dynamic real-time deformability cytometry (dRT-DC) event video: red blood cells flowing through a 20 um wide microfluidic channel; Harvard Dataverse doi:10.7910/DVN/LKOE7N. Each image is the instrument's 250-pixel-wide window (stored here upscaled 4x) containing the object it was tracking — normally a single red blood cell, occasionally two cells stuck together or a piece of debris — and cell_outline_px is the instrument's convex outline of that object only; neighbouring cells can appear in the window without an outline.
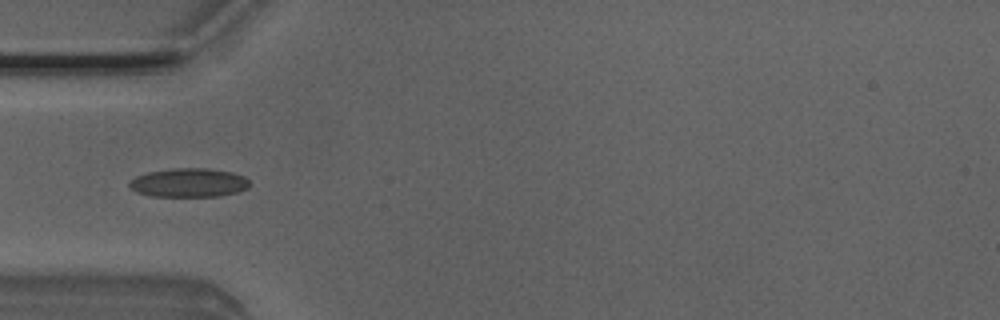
{"species": "Egyptian fruit bat (a non-hibernating species)", "species_latin": "Rousettus aegyptiacus", "temperature_condition": "room temperature", "stored_images_in_passage": 3, "camera_frame_rate_fps": 3000, "um_per_image_px": 0.085, "animal": {"sex": "male"}, "frame": {"image": 1, "passage_image": 3, "time_ms": 0.667, "image_size_px": [1000, 320], "cell_outline_px": [[252, 184], [248, 188], [240, 192], [216, 196], [148, 196], [136, 192], [128, 184], [136, 176], [148, 172], [172, 168], [208, 168], [232, 172], [244, 176]], "centroid_in_image_um": [16.09, 15.53], "position_along_channel_um": 68.9, "area_um2": 20.35}}